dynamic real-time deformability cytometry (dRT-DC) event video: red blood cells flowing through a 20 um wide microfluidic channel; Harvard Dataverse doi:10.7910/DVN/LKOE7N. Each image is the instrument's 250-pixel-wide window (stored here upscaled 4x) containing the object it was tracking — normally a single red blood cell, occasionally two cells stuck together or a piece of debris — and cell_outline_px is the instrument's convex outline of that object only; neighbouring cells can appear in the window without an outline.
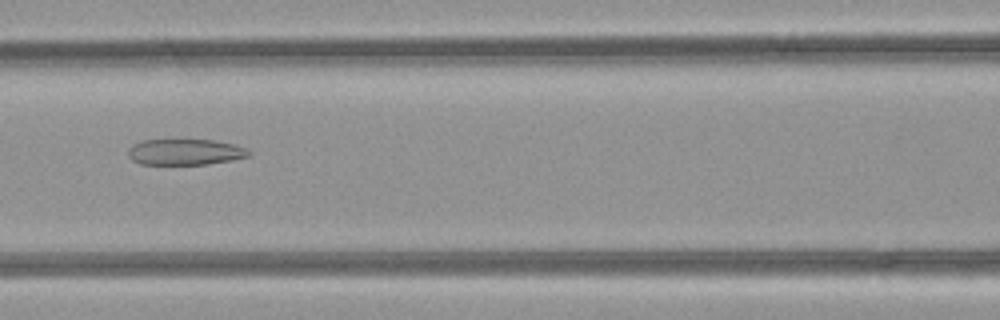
{"species": "common noctule bat (a hibernating species)", "species_latin": "Nyctalus noctula", "temperature_condition": "room temperature", "stored_images_in_passage": 44, "camera_frame_rate_fps": 3000, "um_per_image_px": 0.085, "animal": {"sex": "female", "body_mass_g": 21.9}, "frame": {"image": 1, "passage_image": 16, "time_ms": 5.0, "image_size_px": [1000, 320], "cell_outline_px": [[252, 152], [248, 156], [232, 160], [208, 164], [140, 164], [132, 160], [128, 156], [128, 148], [132, 144], [144, 140], [216, 140], [236, 144], [248, 148]], "centroid_in_image_um": [15.76, 12.91], "position_along_channel_um": 150.8, "area_um2": 18.44}}
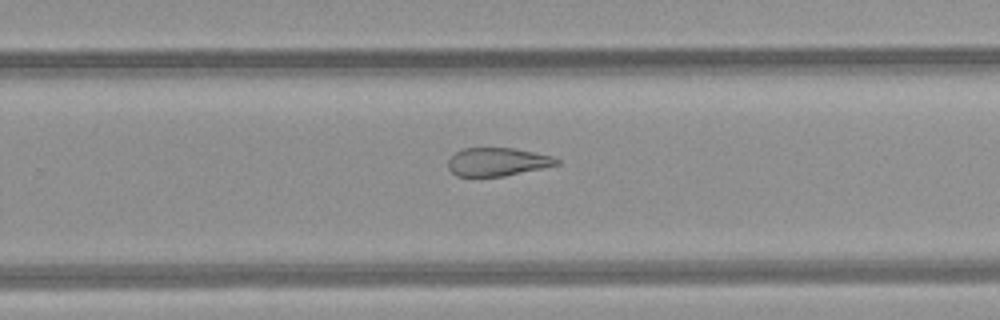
{"frame": {"image": 2, "passage_image": 26, "time_ms": 8.333, "image_size_px": [1000, 320], "cell_outline_px": [[560, 164], [504, 176], [456, 176], [448, 168], [448, 160], [456, 152], [464, 148], [512, 148], [552, 156], [560, 160]], "centroid_in_image_um": [42.27, 13.76], "position_along_channel_um": 287.5, "area_um2": 17.69}}
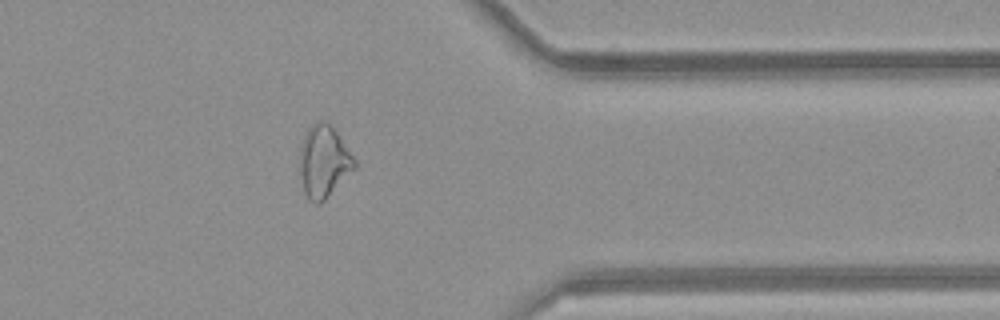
{"frame": {"image": 3, "passage_image": 34, "time_ms": 11.0, "image_size_px": [1000, 320], "cell_outline_px": [[356, 168], [320, 204], [316, 204], [308, 200], [304, 192], [300, 172], [300, 148], [304, 132], [312, 124], [320, 120], [324, 120], [336, 132], [356, 160]], "centroid_in_image_um": [27.5, 13.74], "position_along_channel_um": 383.9, "area_um2": 22.89}, "authors_computed_cell_mechanics": {"area_um2": 23.0044, "velocity_mm_per_s": 4.1133, "shape_relaxation_time_tau1_ms": null, "shape_relaxation_time_tau2_ms": 3.7545, "deformation_change_tau1": null, "deformation_change_tau2": 0.1293}}